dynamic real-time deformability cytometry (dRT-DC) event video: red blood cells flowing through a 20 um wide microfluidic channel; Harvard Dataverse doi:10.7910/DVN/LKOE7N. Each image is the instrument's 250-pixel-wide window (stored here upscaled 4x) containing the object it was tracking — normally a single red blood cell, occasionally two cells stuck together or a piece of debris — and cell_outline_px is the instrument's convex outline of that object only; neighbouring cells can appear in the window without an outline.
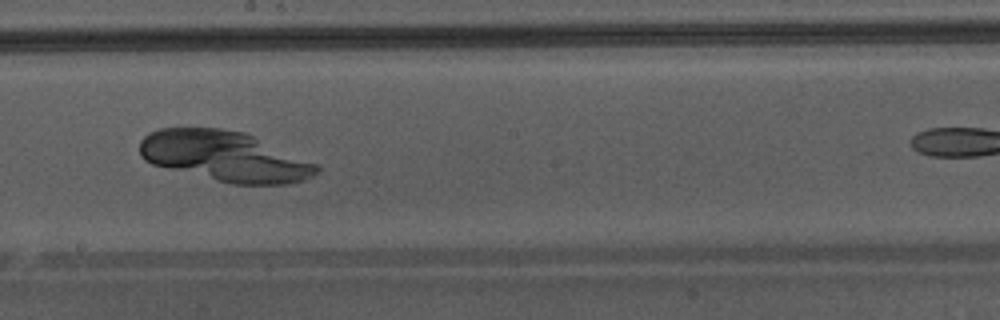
{"species": "Egyptian fruit bat (a non-hibernating species)", "species_latin": "Rousettus aegyptiacus", "temperature_condition": "warm", "stored_images_in_passage": 21, "camera_frame_rate_fps": 3000, "um_per_image_px": 0.085, "animal": {"sex": "male"}, "frame": {"image": 1, "passage_image": 15, "time_ms": 4.667, "image_size_px": [1000, 320], "cell_outline_px": [[320, 172], [304, 180], [288, 184], [232, 184], [152, 164], [144, 160], [140, 152], [140, 140], [148, 132], [160, 128], [220, 128], [244, 132], [320, 164]], "centroid_in_image_um": [19.14, 13.28], "position_along_channel_um": 229.1, "area_um2": 51.85}}